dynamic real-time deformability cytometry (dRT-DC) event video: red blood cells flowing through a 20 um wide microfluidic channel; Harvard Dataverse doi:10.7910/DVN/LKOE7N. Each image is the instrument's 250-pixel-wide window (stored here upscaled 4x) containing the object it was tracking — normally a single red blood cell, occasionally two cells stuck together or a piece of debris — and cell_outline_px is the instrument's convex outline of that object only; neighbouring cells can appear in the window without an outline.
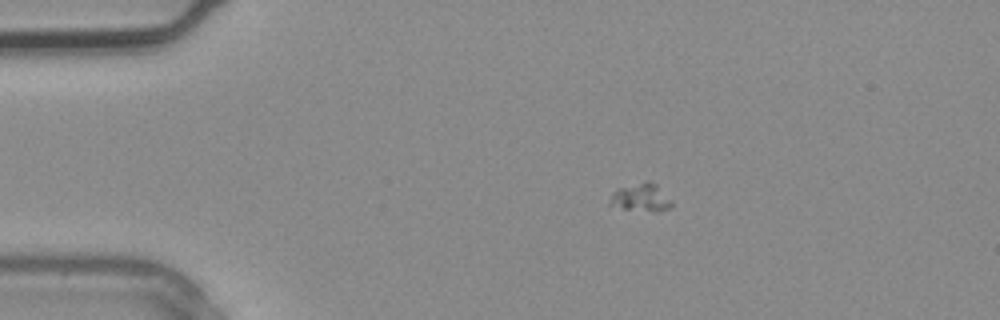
{"species": "common noctule bat (a hibernating species)", "species_latin": "Nyctalus noctula", "temperature_condition": "warm", "stored_images_in_passage": 2, "camera_frame_rate_fps": 3000, "um_per_image_px": 0.085, "animal": {"sex": "male", "body_mass_g": 20.4}, "frame": {"image": 1, "passage_image": 1, "time_ms": 0.0, "image_size_px": [1000, 320], "cell_outline_px": [[672, 208], [656, 212], [624, 208], [608, 204], [612, 192], [616, 188], [644, 180], [648, 180], [656, 184], [672, 204]], "centroid_in_image_um": [54.44, 16.77], "position_along_channel_um": 30.6, "area_um2": 10.06}}
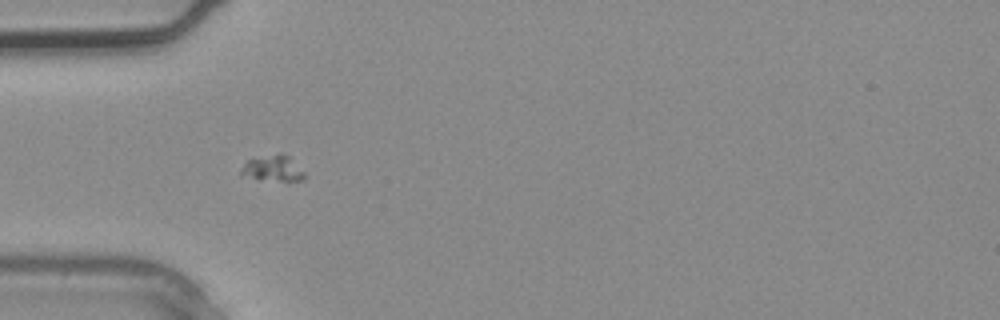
{"frame": {"image": 2, "passage_image": 2, "time_ms": 0.333, "image_size_px": [1000, 320], "cell_outline_px": [[304, 180], [288, 184], [240, 176], [240, 172], [244, 164], [248, 160], [280, 152], [288, 156], [304, 172]], "centroid_in_image_um": [23.23, 14.38], "position_along_channel_um": 61.8, "area_um2": 10.0}}